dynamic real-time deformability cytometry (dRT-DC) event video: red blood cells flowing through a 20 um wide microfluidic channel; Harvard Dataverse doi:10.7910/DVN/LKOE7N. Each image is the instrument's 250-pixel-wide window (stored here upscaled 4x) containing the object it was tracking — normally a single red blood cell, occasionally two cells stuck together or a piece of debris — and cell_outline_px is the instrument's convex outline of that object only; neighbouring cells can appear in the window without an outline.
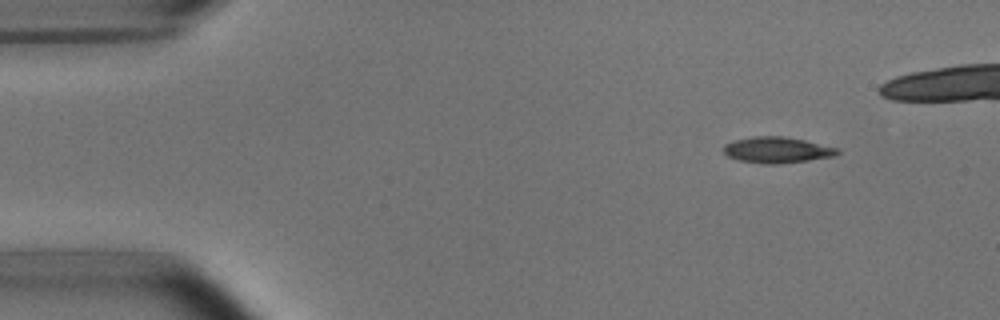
{"species": "common noctule bat (a hibernating species)", "species_latin": "Nyctalus noctula", "temperature_condition": "room temperature", "stored_images_in_passage": 4, "camera_frame_rate_fps": 3000, "um_per_image_px": 0.085, "animal": {"sex": "male", "body_mass_g": 15.6}, "frame": {"image": 1, "passage_image": 1, "time_ms": 0.0, "image_size_px": [1000, 320], "cell_outline_px": [[840, 152], [836, 156], [780, 164], [764, 164], [736, 160], [728, 156], [724, 152], [724, 144], [732, 140], [752, 136], [784, 136], [804, 140], [840, 148]], "centroid_in_image_um": [66.05, 12.74], "position_along_channel_um": 19.0, "area_um2": 17.51}}